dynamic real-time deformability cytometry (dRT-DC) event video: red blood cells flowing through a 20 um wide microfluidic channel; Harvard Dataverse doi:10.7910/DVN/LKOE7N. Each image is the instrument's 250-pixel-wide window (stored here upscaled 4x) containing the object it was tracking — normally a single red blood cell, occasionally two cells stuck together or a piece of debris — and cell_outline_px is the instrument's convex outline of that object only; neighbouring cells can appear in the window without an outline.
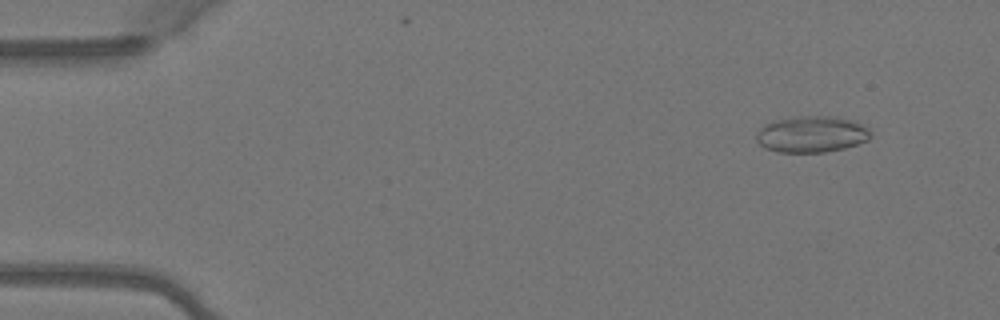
{"species": "Egyptian fruit bat (a non-hibernating species)", "species_latin": "Rousettus aegyptiacus", "temperature_condition": "warm", "stored_images_in_passage": 5, "camera_frame_rate_fps": 3000, "um_per_image_px": 0.085, "animal": {"sex": "female"}, "frame": {"image": 1, "passage_image": 2, "time_ms": 0.333, "image_size_px": [1000, 320], "cell_outline_px": [[872, 136], [868, 140], [844, 148], [824, 152], [776, 152], [764, 148], [756, 140], [756, 132], [764, 124], [776, 120], [800, 116], [836, 116], [856, 120], [864, 124], [872, 132]], "centroid_in_image_um": [69.02, 11.4], "position_along_channel_um": 16.0, "area_um2": 24.57}}
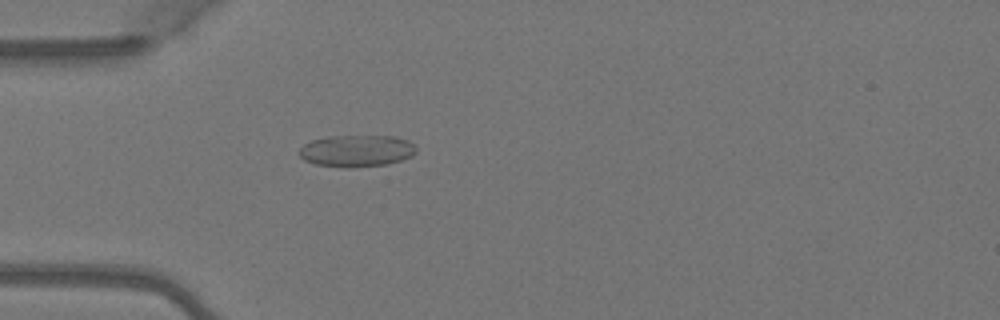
{"frame": {"image": 2, "passage_image": 5, "time_ms": 1.333, "image_size_px": [1000, 320], "cell_outline_px": [[416, 152], [412, 156], [388, 164], [348, 168], [316, 164], [304, 160], [296, 152], [304, 144], [312, 140], [328, 136], [396, 136], [408, 140], [416, 144]], "centroid_in_image_um": [30.32, 12.82], "position_along_channel_um": 54.7, "area_um2": 21.91}}